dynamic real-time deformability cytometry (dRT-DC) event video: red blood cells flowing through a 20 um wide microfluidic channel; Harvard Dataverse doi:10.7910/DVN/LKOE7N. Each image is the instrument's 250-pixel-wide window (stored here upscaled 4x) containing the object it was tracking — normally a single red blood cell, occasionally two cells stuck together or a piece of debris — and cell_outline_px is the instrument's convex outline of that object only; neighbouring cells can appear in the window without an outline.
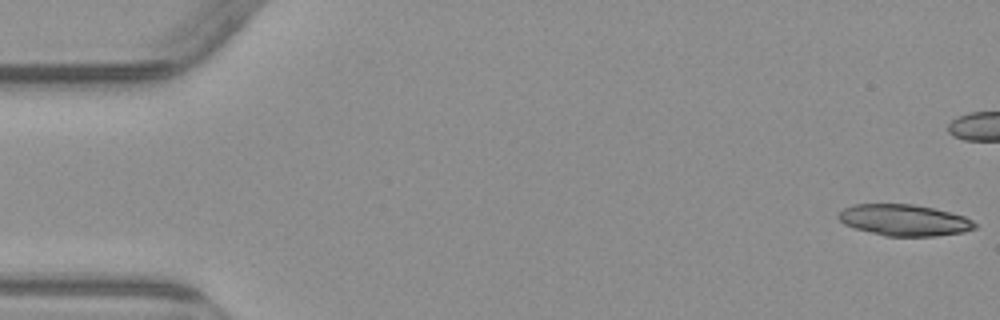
{"species": "common noctule bat (a hibernating species)", "species_latin": "Nyctalus noctula", "temperature_condition": "warm", "stored_images_in_passage": 6, "camera_frame_rate_fps": 3000, "um_per_image_px": 0.085, "animal": {"sex": "male", "body_mass_g": 23.1, "forearm_length_mm": 52.7}, "frame": {"image": 1, "passage_image": 1, "time_ms": 0.0, "image_size_px": [1000, 320], "cell_outline_px": [[976, 228], [964, 232], [936, 236], [884, 236], [856, 228], [844, 224], [836, 216], [844, 208], [856, 204], [912, 204], [932, 208], [964, 216], [972, 220], [976, 224]], "centroid_in_image_um": [76.86, 18.72], "position_along_channel_um": 8.1, "area_um2": 24.74}}
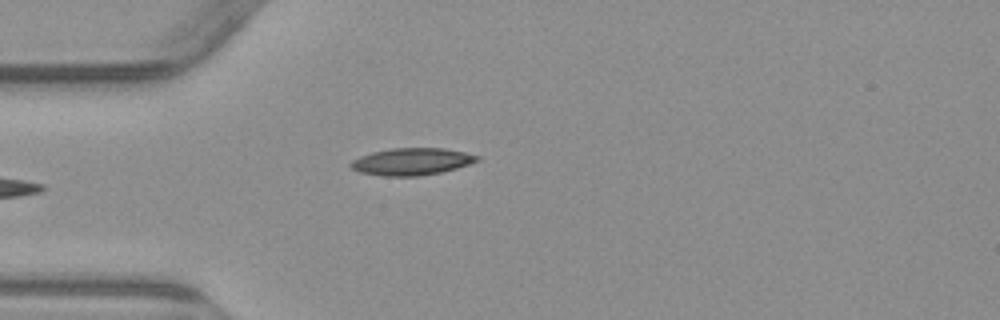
{"frame": {"image": 2, "passage_image": 5, "time_ms": 6.0, "image_size_px": [1000, 320], "cell_outline_px": [[480, 160], [456, 168], [440, 172], [420, 176], [384, 176], [360, 172], [352, 168], [348, 164], [352, 160], [360, 156], [372, 152], [392, 148], [444, 148], [464, 152], [480, 156]], "centroid_in_image_um": [34.98, 13.73], "position_along_channel_um": 50.0, "area_um2": 19.88}}